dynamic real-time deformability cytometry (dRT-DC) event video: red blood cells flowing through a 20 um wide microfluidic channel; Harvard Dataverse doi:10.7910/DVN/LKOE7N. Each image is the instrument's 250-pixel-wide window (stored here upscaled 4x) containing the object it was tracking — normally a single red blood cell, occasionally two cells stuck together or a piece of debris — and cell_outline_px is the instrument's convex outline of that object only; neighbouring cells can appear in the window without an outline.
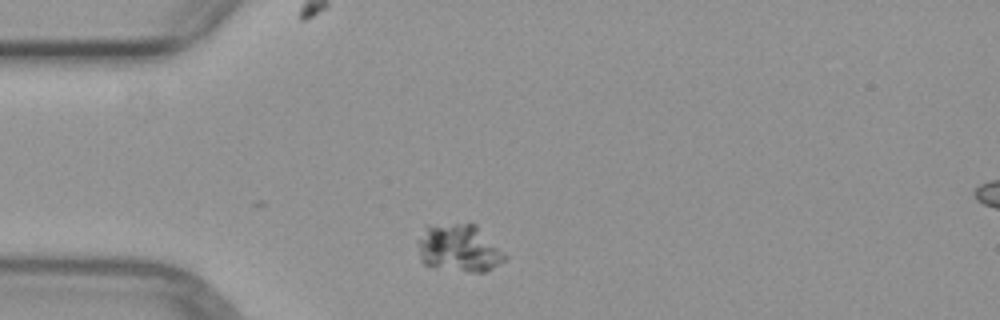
{"species": "common noctule bat (a hibernating species)", "species_latin": "Nyctalus noctula", "temperature_condition": "warm", "stored_images_in_passage": 4, "camera_frame_rate_fps": 3000, "um_per_image_px": 0.085, "animal": {"sex": "female", "body_mass_g": 29.2, "forearm_length_mm": 56.3}, "frame": {"image": 1, "passage_image": 1, "time_ms": 0.0, "image_size_px": [1000, 320], "cell_outline_px": [[508, 256], [504, 260], [484, 272], [468, 272], [424, 264], [420, 260], [416, 240], [424, 224], [472, 220]], "centroid_in_image_um": [38.95, 20.99], "position_along_channel_um": 46.0, "area_um2": 25.03}}
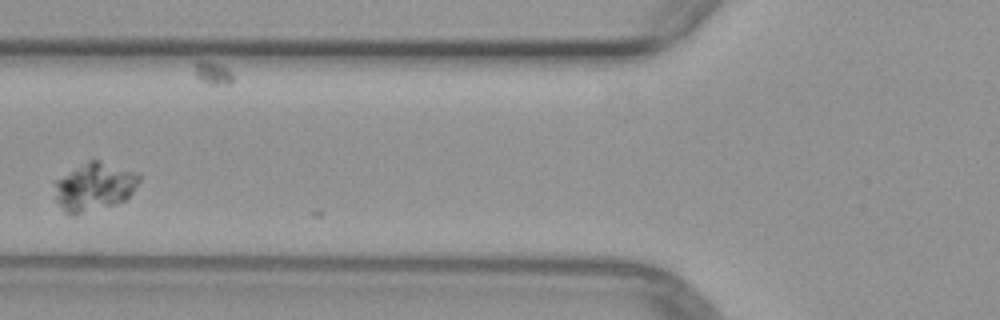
{"frame": {"image": 2, "passage_image": 3, "time_ms": 2.333, "image_size_px": [1000, 320], "cell_outline_px": [[140, 180], [132, 192], [124, 200], [116, 204], [72, 216], [64, 212], [56, 200], [56, 180], [88, 160], [100, 160], [140, 172]], "centroid_in_image_um": [8.05, 15.87], "position_along_channel_um": 117.7, "area_um2": 23.64}}